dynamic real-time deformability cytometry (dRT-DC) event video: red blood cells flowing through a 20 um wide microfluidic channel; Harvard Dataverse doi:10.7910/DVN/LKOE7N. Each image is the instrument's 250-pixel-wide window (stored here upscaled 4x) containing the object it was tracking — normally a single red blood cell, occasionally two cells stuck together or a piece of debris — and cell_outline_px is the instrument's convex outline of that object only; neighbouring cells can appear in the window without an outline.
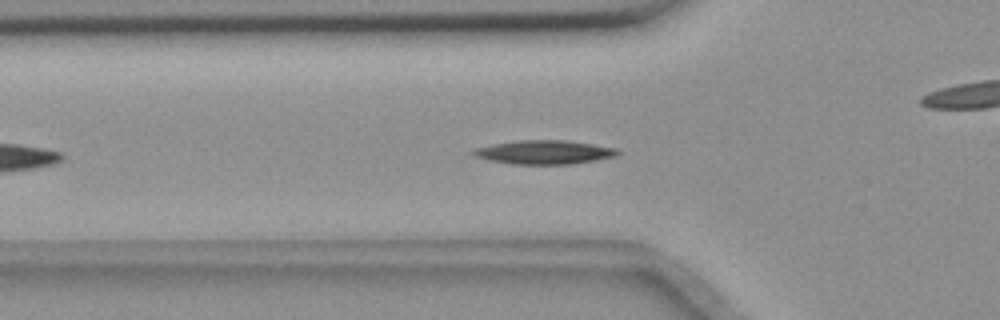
{"species": "common noctule bat (a hibernating species)", "species_latin": "Nyctalus noctula", "temperature_condition": "room temperature", "stored_images_in_passage": 24, "camera_frame_rate_fps": 3000, "um_per_image_px": 0.085, "animal": {"sex": "female", "body_mass_g": 18.4}, "frame": {"image": 1, "passage_image": 9, "time_ms": 2.667, "image_size_px": [1000, 320], "cell_outline_px": [[620, 152], [616, 156], [596, 160], [572, 164], [512, 164], [488, 160], [476, 156], [472, 152], [476, 148], [492, 144], [516, 140], [564, 140], [592, 144], [616, 148]], "centroid_in_image_um": [46.27, 12.94], "position_along_channel_um": 79.5, "area_um2": 19.94}}
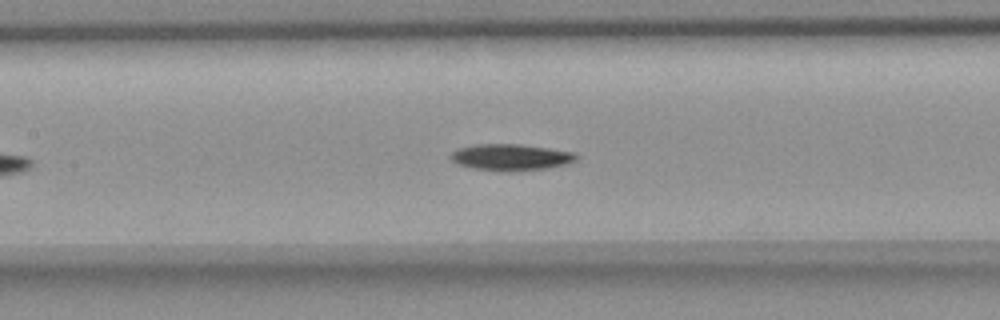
{"frame": {"image": 2, "passage_image": 16, "time_ms": 5.0, "image_size_px": [1000, 320], "cell_outline_px": [[580, 156], [576, 160], [568, 164], [548, 168], [516, 172], [500, 172], [472, 168], [460, 164], [452, 160], [452, 152], [460, 148], [476, 144], [520, 144], [576, 152]], "centroid_in_image_um": [43.5, 13.38], "position_along_channel_um": 163.9, "area_um2": 19.59}}
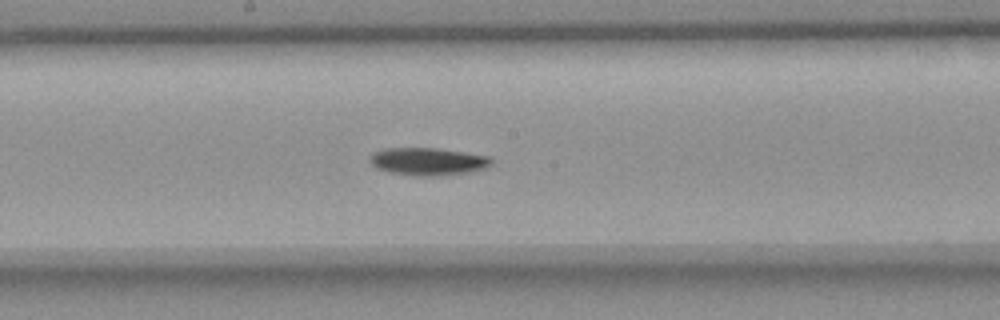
{"frame": {"image": 3, "passage_image": 20, "time_ms": 6.333, "image_size_px": [1000, 320], "cell_outline_px": [[492, 164], [484, 168], [468, 172], [440, 176], [412, 176], [388, 172], [376, 168], [368, 160], [376, 152], [384, 148], [436, 148], [492, 156]], "centroid_in_image_um": [36.39, 13.73], "position_along_channel_um": 211.8, "area_um2": 19.65}}